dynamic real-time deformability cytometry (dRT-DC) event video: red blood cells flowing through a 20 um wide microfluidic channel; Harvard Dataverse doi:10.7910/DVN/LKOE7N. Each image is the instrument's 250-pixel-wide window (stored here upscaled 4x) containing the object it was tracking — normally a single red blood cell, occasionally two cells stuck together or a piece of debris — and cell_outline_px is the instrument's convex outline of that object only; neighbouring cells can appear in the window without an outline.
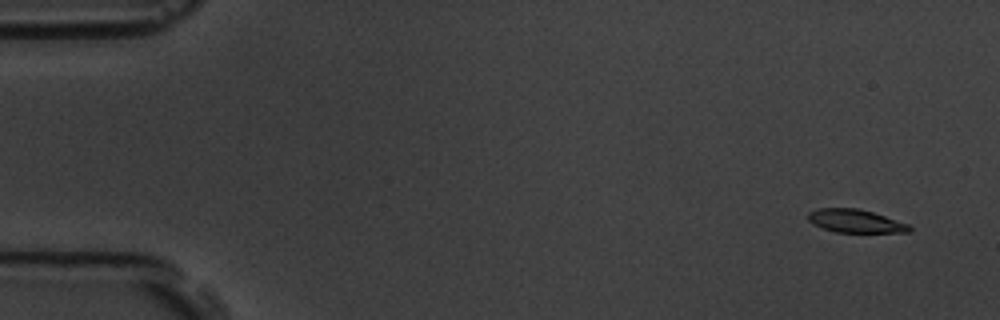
{"species": "common noctule bat (a hibernating species)", "species_latin": "Nyctalus noctula", "temperature_condition": "room temperature", "stored_images_in_passage": 5, "segment_of_instrument_passage": [1, 2], "camera_frame_rate_fps": 3000, "um_per_image_px": 0.085, "animal": {"sex": "male", "body_mass_g": 19.5, "forearm_length_mm": 54.6}, "frame": {"image": 1, "passage_image": 1, "time_ms": 0.0, "image_size_px": [1000, 320], "cell_outline_px": [[912, 232], [836, 232], [824, 228], [808, 220], [808, 212], [820, 208], [856, 208], [872, 212], [908, 224], [912, 228]], "centroid_in_image_um": [72.72, 18.79], "position_along_channel_um": 12.3, "area_um2": 13.41}}
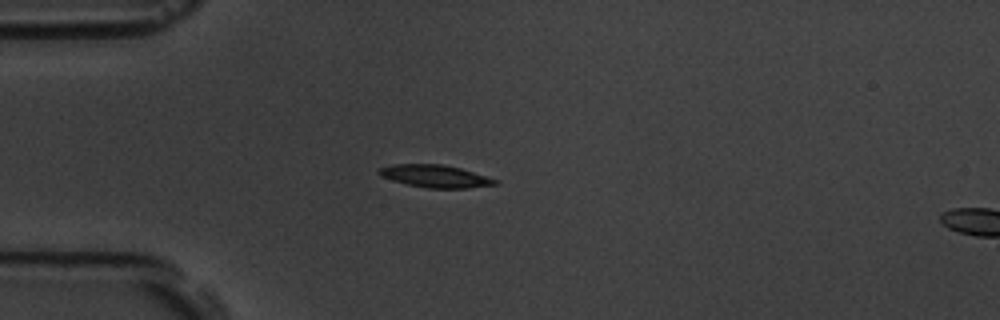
{"frame": {"image": 2, "passage_image": 4, "time_ms": 4.0, "image_size_px": [1000, 320], "cell_outline_px": [[496, 184], [464, 188], [428, 188], [408, 184], [392, 180], [376, 172], [380, 168], [392, 164], [440, 164], [460, 168], [496, 180]], "centroid_in_image_um": [36.93, 14.97], "position_along_channel_um": 48.1, "area_um2": 14.74}}